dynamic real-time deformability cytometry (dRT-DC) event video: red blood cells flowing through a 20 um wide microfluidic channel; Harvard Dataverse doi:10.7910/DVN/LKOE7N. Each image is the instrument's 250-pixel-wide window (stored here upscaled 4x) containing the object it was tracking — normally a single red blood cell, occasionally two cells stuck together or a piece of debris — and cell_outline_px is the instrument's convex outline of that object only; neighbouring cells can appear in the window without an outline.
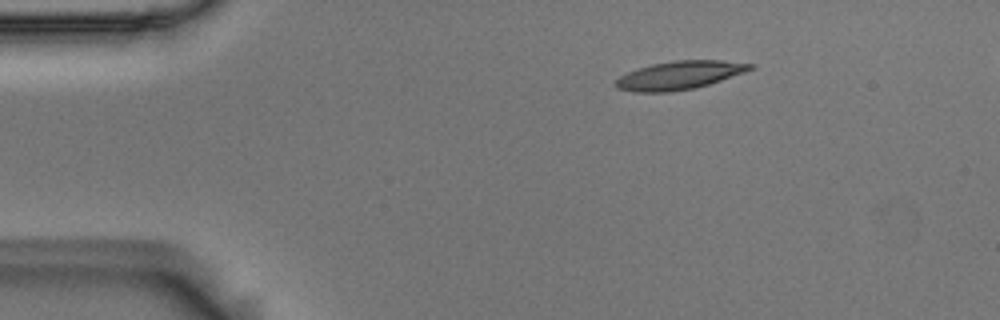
{"species": "Egyptian fruit bat (a non-hibernating species)", "species_latin": "Rousettus aegyptiacus", "temperature_condition": "room temperature", "stored_images_in_passage": 4, "segment_of_instrument_passage": [1, 2], "camera_frame_rate_fps": 3000, "um_per_image_px": 0.085, "animal": {"sex": "male"}, "frame": {"image": 1, "passage_image": 1, "time_ms": 0.0, "image_size_px": [1000, 320], "cell_outline_px": [[756, 68], [696, 88], [668, 92], [636, 92], [616, 88], [616, 80], [620, 76], [628, 72], [652, 64], [676, 60], [720, 60], [756, 64]], "centroid_in_image_um": [57.78, 6.39], "position_along_channel_um": 27.2, "area_um2": 22.02}}